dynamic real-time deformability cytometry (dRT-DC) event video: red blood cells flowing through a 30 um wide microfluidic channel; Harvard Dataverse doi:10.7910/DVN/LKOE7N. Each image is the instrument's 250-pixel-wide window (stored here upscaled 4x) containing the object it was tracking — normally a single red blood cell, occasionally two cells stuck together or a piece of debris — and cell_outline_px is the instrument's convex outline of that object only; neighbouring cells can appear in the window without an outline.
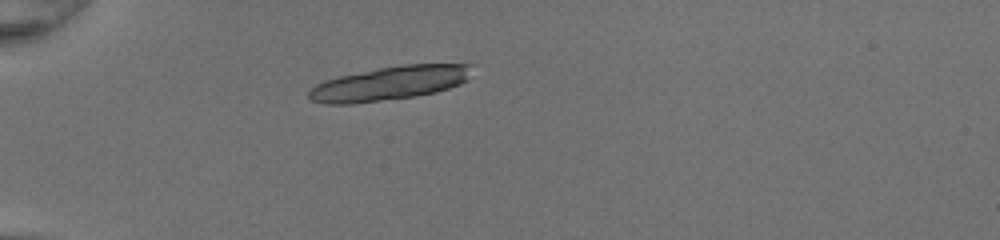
{"species": "common noctule bat (a hibernating species)", "species_latin": "Nyctalus noctula", "temperature_condition": "room temperature", "stored_images_in_passage": 35, "camera_frame_rate_fps": 3000, "um_per_image_px": 0.085, "animal": {"sex": "female", "body_mass_g": 20.0, "forearm_length_mm": 54.0}, "frame": {"image": 1, "passage_image": 1, "time_ms": 0.0, "image_size_px": [1000, 240], "cell_outline_px": [[476, 64], [468, 80], [460, 84], [436, 92], [416, 96], [352, 104], [324, 104], [312, 100], [308, 96], [308, 92], [316, 84], [324, 80], [340, 76], [376, 68], [404, 64]], "centroid_in_image_um": [33.16, 7.07], "position_along_channel_um": 51.8, "area_um2": 32.48}, "authors_computed_cell_mechanics": {"area_um2": 20.23, "velocity_mm_per_s": 4.2578, "shape_relaxation_time_tau1_ms": 0.817, "shape_relaxation_time_tau2_ms": 1.3993, "deformation_change_tau1": 0.25, "deformation_change_tau2": 0.057}}